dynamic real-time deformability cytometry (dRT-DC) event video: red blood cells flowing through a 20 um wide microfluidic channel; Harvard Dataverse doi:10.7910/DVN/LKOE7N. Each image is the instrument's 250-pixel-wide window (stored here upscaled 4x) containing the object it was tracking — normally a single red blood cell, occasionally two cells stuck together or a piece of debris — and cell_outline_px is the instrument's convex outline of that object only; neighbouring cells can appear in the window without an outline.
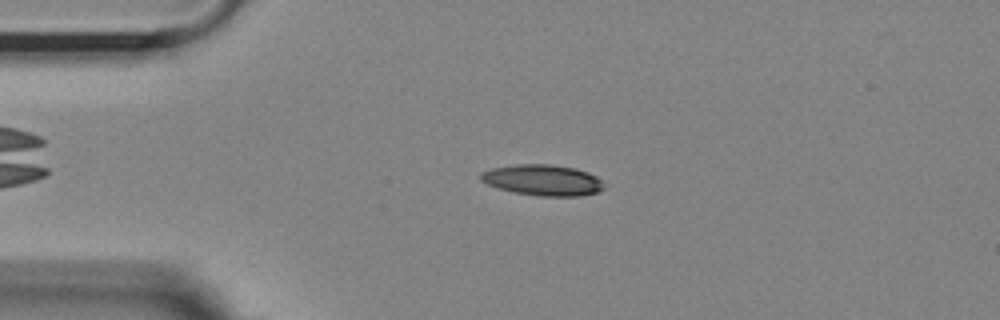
{"species": "Egyptian fruit bat (a non-hibernating species)", "species_latin": "Rousettus aegyptiacus", "temperature_condition": "room temperature", "stored_images_in_passage": 41, "camera_frame_rate_fps": 3000, "um_per_image_px": 0.085, "animal": {"sex": "female"}, "frame": {"image": 1, "passage_image": 4, "time_ms": 1.0, "image_size_px": [1000, 320], "cell_outline_px": [[608, 188], [600, 192], [580, 196], [540, 196], [516, 192], [496, 188], [480, 180], [480, 172], [492, 168], [516, 164], [552, 164], [576, 168], [588, 172], [596, 176]], "centroid_in_image_um": [46.17, 15.31], "position_along_channel_um": 38.8, "area_um2": 22.48}}
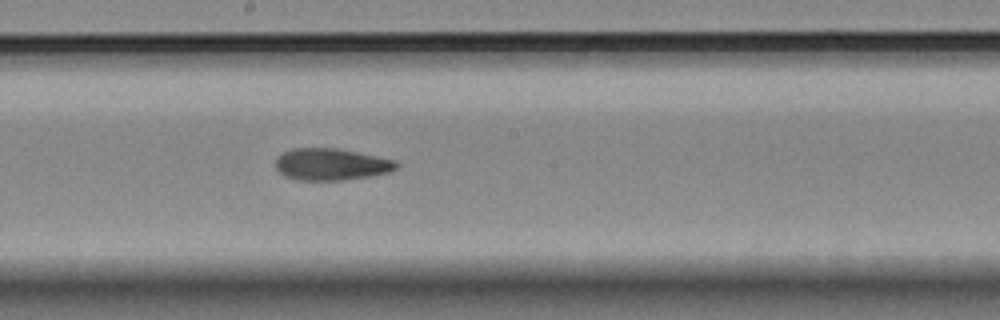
{"frame": {"image": 2, "passage_image": 21, "time_ms": 6.667, "image_size_px": [1000, 320], "cell_outline_px": [[400, 164], [396, 168], [388, 172], [368, 176], [340, 180], [296, 180], [284, 176], [276, 168], [276, 160], [284, 152], [292, 148], [336, 148], [396, 160]], "centroid_in_image_um": [28.14, 13.97], "position_along_channel_um": 220.1, "area_um2": 22.2}}
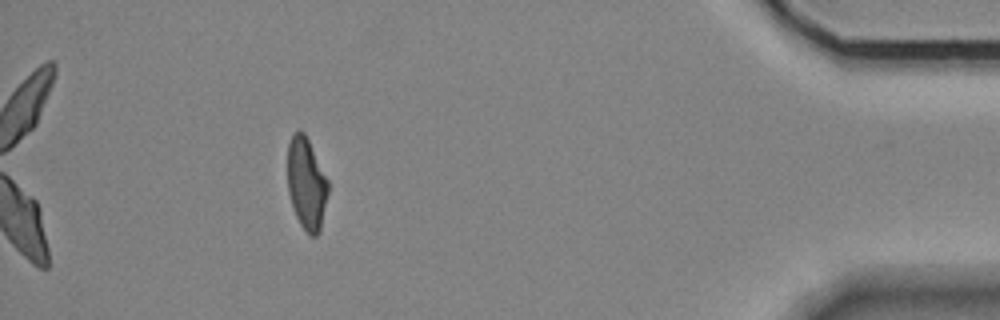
{"frame": {"image": 3, "passage_image": 41, "time_ms": 13.333, "image_size_px": [1000, 320], "cell_outline_px": [[328, 192], [320, 232], [316, 236], [312, 236], [300, 224], [296, 216], [288, 192], [288, 144], [292, 136], [300, 128], [304, 132], [328, 180]], "centroid_in_image_um": [26.05, 15.61], "position_along_channel_um": 409.2, "area_um2": 21.44}, "authors_computed_cell_mechanics": {"area_um2": 22.7732, "velocity_mm_per_s": 3.6579, "shape_relaxation_time_tau1_ms": 9.984, "shape_relaxation_time_tau2_ms": 4.137, "deformation_change_tau1": 0.2587, "deformation_change_tau2": 0.1101}}